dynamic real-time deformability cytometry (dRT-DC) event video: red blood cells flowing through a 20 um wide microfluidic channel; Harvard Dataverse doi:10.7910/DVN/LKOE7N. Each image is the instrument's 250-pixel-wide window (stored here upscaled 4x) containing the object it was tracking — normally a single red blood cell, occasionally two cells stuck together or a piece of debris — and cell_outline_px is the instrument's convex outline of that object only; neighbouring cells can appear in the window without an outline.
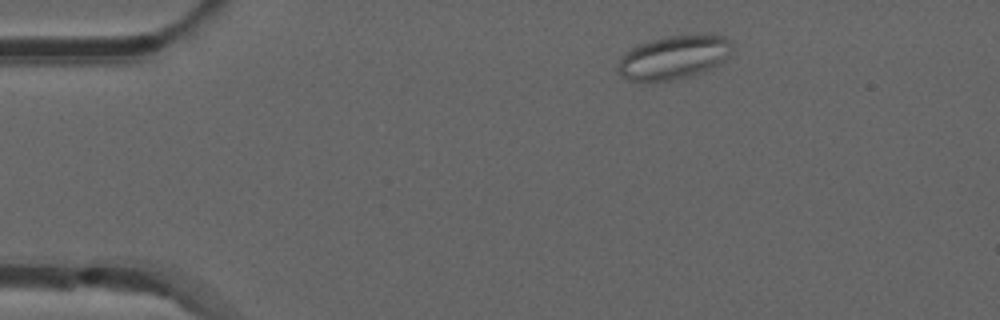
{"species": "common noctule bat (a hibernating species)", "species_latin": "Nyctalus noctula", "temperature_condition": "room temperature", "stored_images_in_passage": 15, "camera_frame_rate_fps": 3000, "um_per_image_px": 0.085, "animal": {"sex": "male", "forearm_length_mm": 52.5}, "frame": {"image": 1, "passage_image": 1, "time_ms": 0.0, "image_size_px": [1000, 320], "cell_outline_px": [[732, 48], [728, 56], [724, 60], [712, 68], [688, 76], [672, 80], [628, 80], [620, 76], [616, 72], [620, 56], [624, 52], [636, 44], [664, 36], [708, 32], [724, 36], [732, 44]], "centroid_in_image_um": [57.25, 4.82], "position_along_channel_um": 27.8, "area_um2": 29.59}}
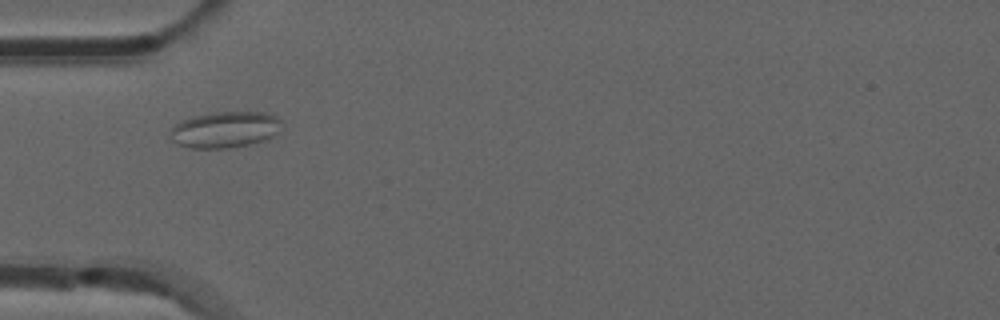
{"frame": {"image": 2, "passage_image": 9, "time_ms": 2.667, "image_size_px": [1000, 320], "cell_outline_px": [[280, 120], [276, 132], [268, 140], [228, 148], [188, 148], [176, 144], [172, 140], [168, 132], [176, 124], [192, 116], [212, 112], [268, 112], [276, 116]], "centroid_in_image_um": [19.08, 11.02], "position_along_channel_um": 65.9, "area_um2": 23.52}}
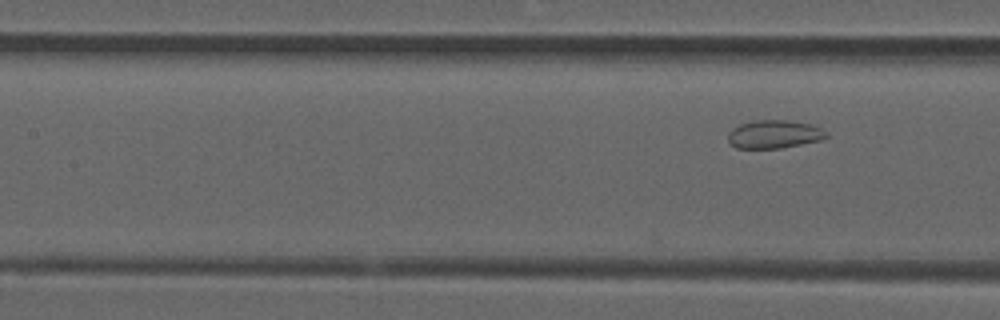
{"frame": {"image": 3, "passage_image": 15, "time_ms": 4.667, "image_size_px": [1000, 320], "cell_outline_px": [[828, 136], [824, 140], [780, 148], [736, 148], [728, 140], [728, 132], [732, 128], [740, 124], [756, 120], [788, 120], [808, 124], [820, 128]], "centroid_in_image_um": [65.79, 11.41], "position_along_channel_um": 141.6, "area_um2": 16.07}}